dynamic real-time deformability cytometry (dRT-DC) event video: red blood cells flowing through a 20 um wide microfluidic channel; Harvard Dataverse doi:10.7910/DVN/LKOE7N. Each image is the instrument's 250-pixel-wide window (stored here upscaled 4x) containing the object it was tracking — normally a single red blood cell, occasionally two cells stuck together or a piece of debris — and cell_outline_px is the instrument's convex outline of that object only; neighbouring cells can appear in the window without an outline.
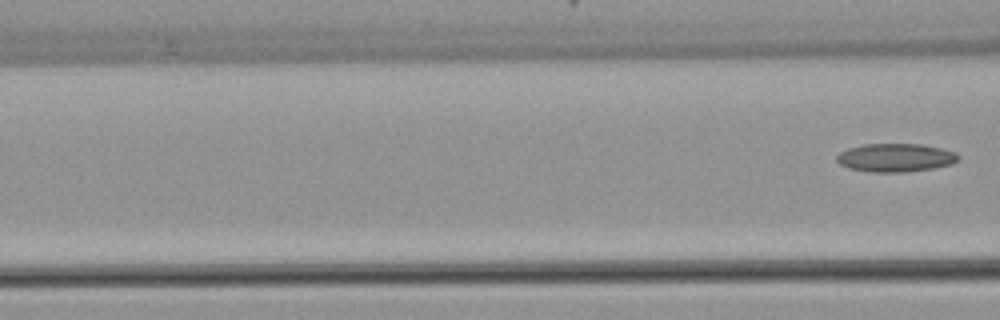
{"species": "common noctule bat (a hibernating species)", "species_latin": "Nyctalus noctula", "temperature_condition": "warm", "stored_images_in_passage": 7, "segment_of_instrument_passage": [2, 2], "camera_frame_rate_fps": 3000, "um_per_image_px": 0.085, "animal": {"sex": "female", "body_mass_g": 22.7, "forearm_length_mm": 54.2}, "frame": {"image": 1, "passage_image": 7, "time_ms": 8.0, "image_size_px": [1000, 320], "cell_outline_px": [[960, 156], [952, 164], [932, 168], [904, 172], [872, 172], [848, 168], [840, 164], [836, 160], [836, 156], [840, 152], [848, 148], [864, 144], [920, 144], [940, 148], [956, 152]], "centroid_in_image_um": [76.1, 13.4], "position_along_channel_um": 90.5, "area_um2": 20.0}}